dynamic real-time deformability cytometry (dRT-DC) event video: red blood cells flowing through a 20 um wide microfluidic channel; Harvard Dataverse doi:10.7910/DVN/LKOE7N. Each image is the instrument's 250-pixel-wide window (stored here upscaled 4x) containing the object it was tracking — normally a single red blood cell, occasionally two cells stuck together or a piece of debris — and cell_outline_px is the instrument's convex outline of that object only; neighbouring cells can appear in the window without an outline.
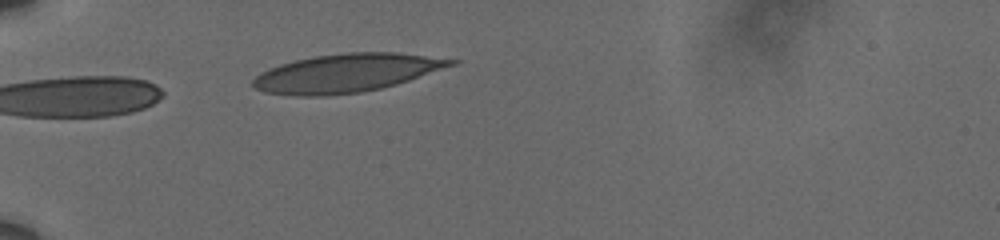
{"species": "human", "species_latin": "Homo sapiens", "temperature_condition": "cold", "stored_images_in_passage": 9, "camera_frame_rate_fps": 3000, "um_per_image_px": 0.085, "donor": {"sex": "male"}, "frame": {"image": 1, "passage_image": 4, "time_ms": 1.0, "image_size_px": [1000, 240], "cell_outline_px": [[460, 64], [396, 84], [380, 88], [360, 92], [324, 96], [300, 96], [264, 92], [256, 88], [252, 84], [252, 80], [256, 76], [268, 68], [280, 64], [296, 60], [316, 56], [348, 52], [396, 52], [460, 60]], "centroid_in_image_um": [29.49, 6.2], "position_along_channel_um": 55.5, "area_um2": 44.22}}
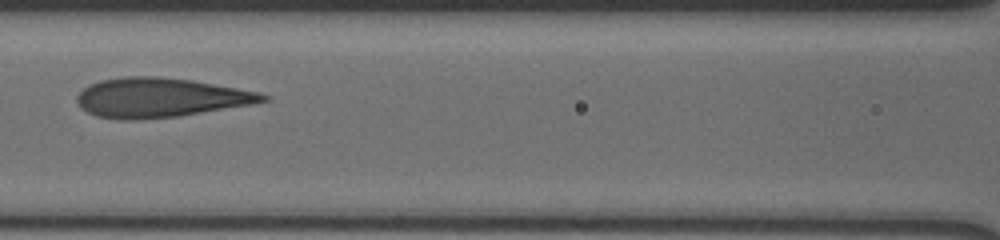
{"frame": {"image": 2, "passage_image": 7, "time_ms": 2.0, "image_size_px": [1000, 240], "cell_outline_px": [[268, 100], [252, 104], [180, 116], [132, 120], [120, 120], [96, 116], [80, 108], [76, 100], [76, 96], [88, 84], [100, 80], [124, 76], [160, 76], [192, 80], [260, 92], [268, 96]], "centroid_in_image_um": [13.58, 8.29], "position_along_channel_um": 153.0, "area_um2": 42.83}}
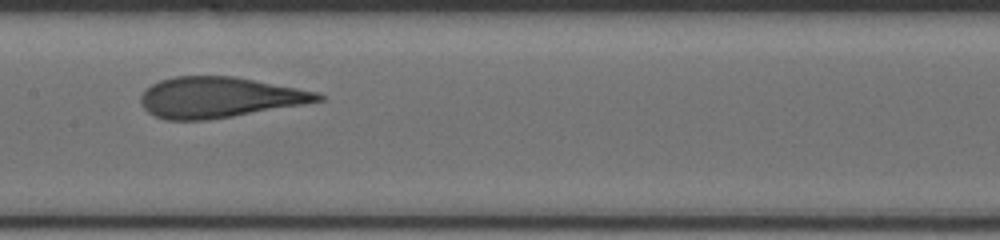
{"frame": {"image": 3, "passage_image": 8, "time_ms": 2.333, "image_size_px": [1000, 240], "cell_outline_px": [[324, 100], [232, 116], [208, 120], [164, 120], [148, 112], [140, 104], [140, 96], [144, 88], [160, 80], [176, 76], [236, 76], [320, 92], [324, 96]], "centroid_in_image_um": [18.6, 8.26], "position_along_channel_um": 188.8, "area_um2": 42.02}}